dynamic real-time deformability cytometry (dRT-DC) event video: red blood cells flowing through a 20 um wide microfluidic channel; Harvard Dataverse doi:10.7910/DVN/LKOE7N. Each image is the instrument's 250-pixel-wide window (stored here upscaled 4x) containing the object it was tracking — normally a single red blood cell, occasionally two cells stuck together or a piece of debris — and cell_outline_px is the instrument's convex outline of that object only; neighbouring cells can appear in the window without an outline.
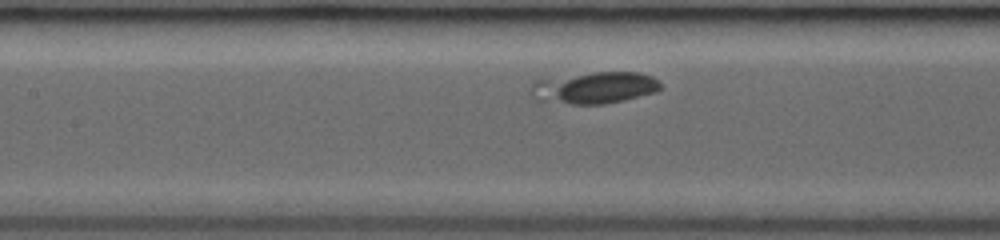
{"species": "common noctule bat (a hibernating species)", "species_latin": "Nyctalus noctula", "temperature_condition": "room temperature", "stored_images_in_passage": 21, "camera_frame_rate_fps": 3000, "um_per_image_px": 0.085, "animal": {"sex": "female", "body_mass_g": 19.0, "forearm_length_mm": 53.3}, "frame": {"image": 1, "passage_image": 10, "time_ms": 3.0, "image_size_px": [1000, 240], "cell_outline_px": [[660, 88], [656, 92], [624, 100], [604, 104], [572, 104], [536, 100], [532, 96], [532, 84], [536, 80], [596, 72], [640, 72], [652, 76], [660, 84]], "centroid_in_image_um": [50.55, 7.46], "position_along_channel_um": 156.9, "area_um2": 23.7}}